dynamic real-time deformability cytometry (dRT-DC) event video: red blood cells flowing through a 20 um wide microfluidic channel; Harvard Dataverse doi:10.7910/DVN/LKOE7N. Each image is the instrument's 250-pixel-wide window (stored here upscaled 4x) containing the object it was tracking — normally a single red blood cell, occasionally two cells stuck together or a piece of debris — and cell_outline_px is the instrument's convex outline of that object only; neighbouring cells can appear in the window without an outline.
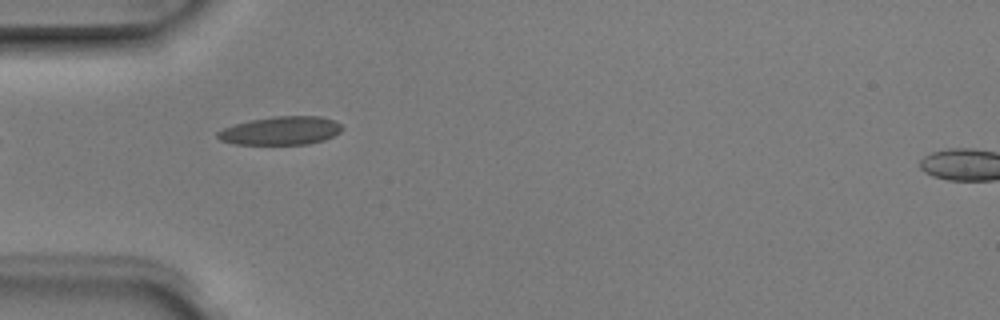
{"species": "Egyptian fruit bat (a non-hibernating species)", "species_latin": "Rousettus aegyptiacus", "temperature_condition": "room temperature", "stored_images_in_passage": 7, "camera_frame_rate_fps": 3000, "um_per_image_px": 0.085, "animal": {"sex": "male"}, "frame": {"image": 1, "passage_image": 5, "time_ms": 1.333, "image_size_px": [1000, 320], "cell_outline_px": [[344, 128], [340, 132], [324, 140], [308, 144], [232, 144], [220, 140], [216, 136], [216, 132], [224, 128], [236, 124], [252, 120], [272, 116], [320, 116], [332, 120], [340, 124]], "centroid_in_image_um": [23.86, 11.11], "position_along_channel_um": 61.1, "area_um2": 20.52}}
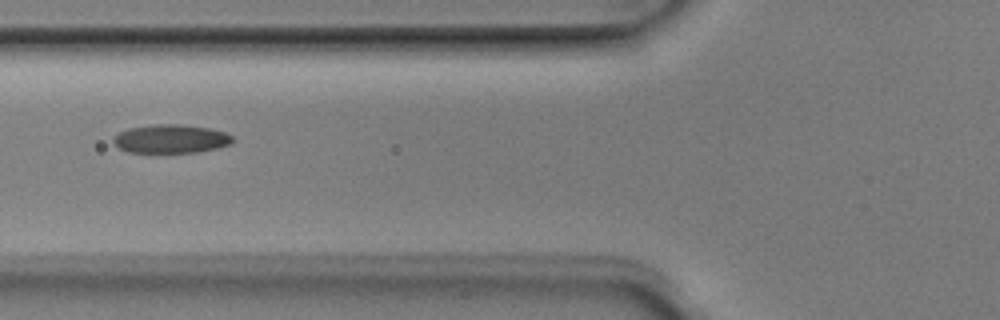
{"frame": {"image": 2, "passage_image": 6, "time_ms": 1.667, "image_size_px": [1000, 320], "cell_outline_px": [[236, 140], [232, 144], [216, 148], [196, 152], [128, 152], [120, 148], [112, 140], [120, 132], [128, 128], [152, 124], [180, 124], [208, 128], [224, 132], [232, 136]], "centroid_in_image_um": [14.56, 11.79], "position_along_channel_um": 111.2, "area_um2": 19.77}}
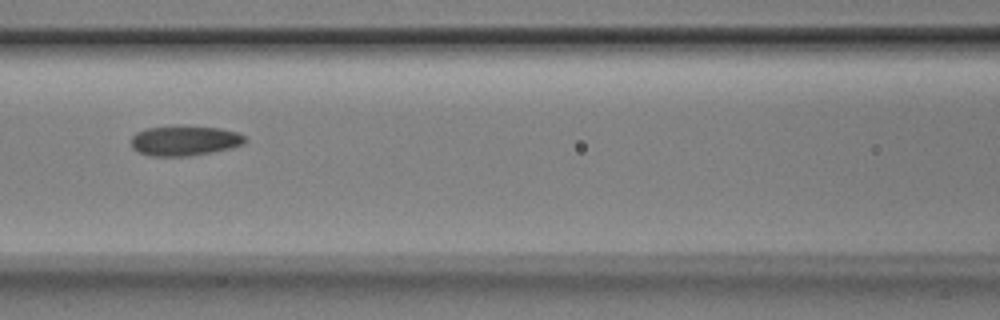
{"frame": {"image": 3, "passage_image": 7, "time_ms": 2.0, "image_size_px": [1000, 320], "cell_outline_px": [[248, 140], [244, 144], [232, 148], [212, 152], [188, 156], [148, 156], [132, 148], [132, 136], [136, 132], [144, 128], [172, 124], [180, 124], [220, 128], [236, 132], [244, 136]], "centroid_in_image_um": [15.68, 11.92], "position_along_channel_um": 150.9, "area_um2": 20.58}}